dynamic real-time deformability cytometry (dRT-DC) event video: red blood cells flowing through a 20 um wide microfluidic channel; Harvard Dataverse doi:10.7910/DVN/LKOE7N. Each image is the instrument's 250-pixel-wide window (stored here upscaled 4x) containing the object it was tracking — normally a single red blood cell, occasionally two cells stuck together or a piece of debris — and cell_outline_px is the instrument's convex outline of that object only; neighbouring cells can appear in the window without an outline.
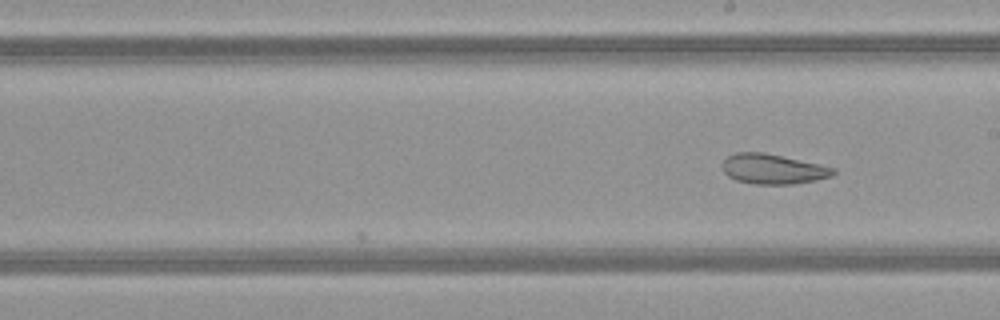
{"species": "common noctule bat (a hibernating species)", "species_latin": "Nyctalus noctula", "temperature_condition": "warm", "stored_images_in_passage": 23, "camera_frame_rate_fps": 3000, "um_per_image_px": 0.085, "animal": {"sex": "female", "body_mass_g": 21.9}, "frame": {"image": 1, "passage_image": 23, "time_ms": 7.333, "image_size_px": [1000, 320], "cell_outline_px": [[836, 172], [832, 176], [816, 180], [792, 184], [756, 184], [736, 180], [728, 176], [724, 172], [720, 164], [728, 156], [736, 152], [764, 152], [820, 164], [836, 168]], "centroid_in_image_um": [65.7, 14.36], "position_along_channel_um": 223.3, "area_um2": 19.48}}